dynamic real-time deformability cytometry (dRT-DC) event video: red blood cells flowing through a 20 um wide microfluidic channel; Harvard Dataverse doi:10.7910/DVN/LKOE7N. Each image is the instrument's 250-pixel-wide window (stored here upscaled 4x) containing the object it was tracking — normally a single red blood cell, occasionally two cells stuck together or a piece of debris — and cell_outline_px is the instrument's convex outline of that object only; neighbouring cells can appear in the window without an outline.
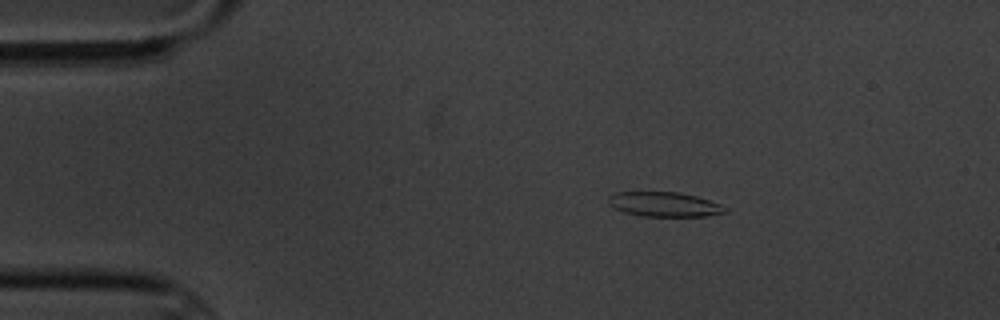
{"species": "common noctule bat (a hibernating species)", "species_latin": "Nyctalus noctula", "temperature_condition": "cold", "stored_images_in_passage": 4, "camera_frame_rate_fps": 3000, "um_per_image_px": 0.085, "animal": {"sex": "male", "body_mass_g": 20.1, "forearm_length_mm": 53.5}, "frame": {"image": 1, "passage_image": 1, "time_ms": 0.0, "image_size_px": [1000, 320], "cell_outline_px": [[728, 212], [708, 216], [644, 216], [624, 212], [608, 204], [608, 196], [616, 192], [676, 192], [696, 196], [720, 204], [728, 208]], "centroid_in_image_um": [56.48, 17.37], "position_along_channel_um": 28.5, "area_um2": 16.7}}
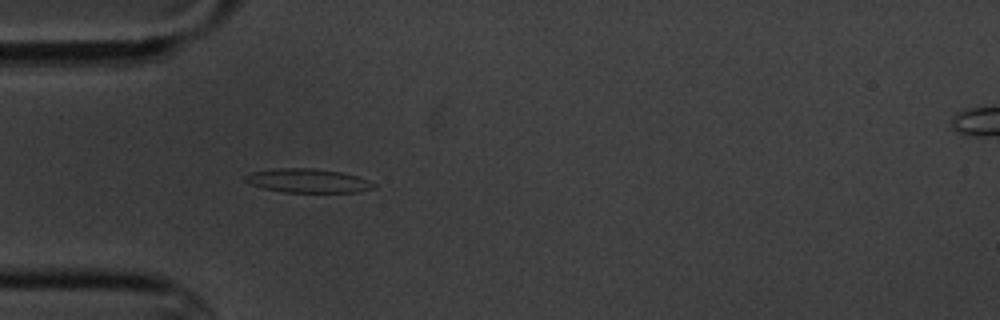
{"frame": {"image": 2, "passage_image": 3, "time_ms": 2.333, "image_size_px": [1000, 320], "cell_outline_px": [[376, 188], [356, 192], [284, 192], [264, 188], [252, 184], [244, 180], [244, 176], [252, 172], [280, 168], [312, 168], [340, 172], [356, 176], [368, 180], [376, 184]], "centroid_in_image_um": [26.2, 15.36], "position_along_channel_um": 58.8, "area_um2": 17.69}}